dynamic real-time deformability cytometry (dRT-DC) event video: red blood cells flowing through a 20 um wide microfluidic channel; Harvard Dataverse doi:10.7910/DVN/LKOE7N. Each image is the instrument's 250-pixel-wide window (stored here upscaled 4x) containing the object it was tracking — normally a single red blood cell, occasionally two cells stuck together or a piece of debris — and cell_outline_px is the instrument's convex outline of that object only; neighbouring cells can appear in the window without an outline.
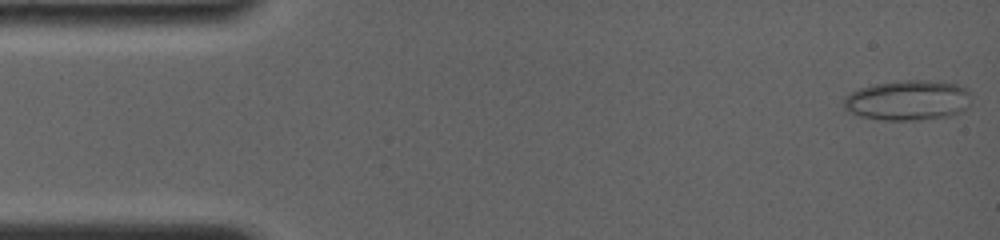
{"species": "common noctule bat (a hibernating species)", "species_latin": "Nyctalus noctula", "temperature_condition": "room temperature", "stored_images_in_passage": 64, "camera_frame_rate_fps": 4000, "um_per_image_px": 0.085, "animal": {"sex": "female", "body_mass_g": 19.0, "forearm_length_mm": 56.7}, "frame": {"image": 1, "passage_image": 1, "time_ms": 0.0, "image_size_px": [1000, 240], "cell_outline_px": [[968, 104], [960, 112], [948, 116], [920, 120], [884, 120], [860, 116], [844, 108], [844, 96], [860, 88], [876, 84], [900, 80], [928, 80], [956, 84], [968, 88]], "centroid_in_image_um": [77.15, 8.52], "position_along_channel_um": 7.8, "area_um2": 29.59}}
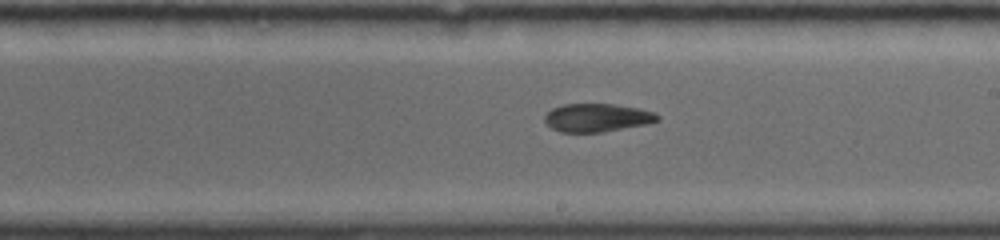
{"frame": {"image": 2, "passage_image": 37, "time_ms": 9.0, "image_size_px": [1000, 240], "cell_outline_px": [[660, 120], [644, 124], [600, 132], [560, 132], [552, 128], [544, 120], [544, 116], [552, 108], [564, 104], [612, 104], [640, 108], [656, 112], [660, 116]], "centroid_in_image_um": [50.76, 9.99], "position_along_channel_um": 238.2, "area_um2": 18.44}}
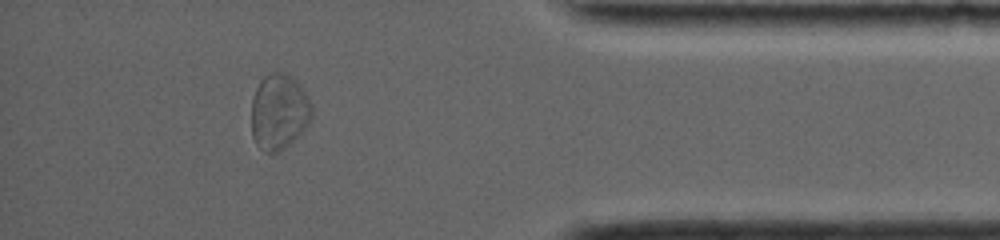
{"frame": {"image": 3, "passage_image": 57, "time_ms": 14.0, "image_size_px": [1000, 240], "cell_outline_px": [[312, 116], [308, 124], [284, 148], [276, 152], [264, 152], [256, 144], [252, 136], [252, 100], [256, 88], [260, 80], [268, 72], [284, 72], [308, 96], [312, 104]], "centroid_in_image_um": [23.69, 9.5], "position_along_channel_um": 411.5, "area_um2": 26.18}, "authors_computed_cell_mechanics": {"area_um2": 21.2704, "velocity_mm_per_s": 3.876, "shape_relaxation_time_tau1_ms": null, "shape_relaxation_time_tau2_ms": 3.6729, "deformation_change_tau1": null, "deformation_change_tau2": 0.0992}}